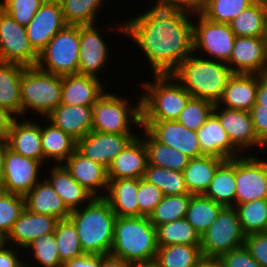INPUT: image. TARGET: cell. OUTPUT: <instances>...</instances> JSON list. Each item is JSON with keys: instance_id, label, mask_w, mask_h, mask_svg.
I'll return each mask as SVG.
<instances>
[{"instance_id": "obj_18", "label": "cell", "mask_w": 267, "mask_h": 267, "mask_svg": "<svg viewBox=\"0 0 267 267\" xmlns=\"http://www.w3.org/2000/svg\"><path fill=\"white\" fill-rule=\"evenodd\" d=\"M47 117L77 142L92 131L93 106L59 104Z\"/></svg>"}, {"instance_id": "obj_50", "label": "cell", "mask_w": 267, "mask_h": 267, "mask_svg": "<svg viewBox=\"0 0 267 267\" xmlns=\"http://www.w3.org/2000/svg\"><path fill=\"white\" fill-rule=\"evenodd\" d=\"M162 191L144 178L139 179L137 202L139 211L144 216H149L163 198Z\"/></svg>"}, {"instance_id": "obj_6", "label": "cell", "mask_w": 267, "mask_h": 267, "mask_svg": "<svg viewBox=\"0 0 267 267\" xmlns=\"http://www.w3.org/2000/svg\"><path fill=\"white\" fill-rule=\"evenodd\" d=\"M62 76L27 66L21 75V113L27 108L47 116L61 102Z\"/></svg>"}, {"instance_id": "obj_66", "label": "cell", "mask_w": 267, "mask_h": 267, "mask_svg": "<svg viewBox=\"0 0 267 267\" xmlns=\"http://www.w3.org/2000/svg\"><path fill=\"white\" fill-rule=\"evenodd\" d=\"M5 244V238L0 235V247Z\"/></svg>"}, {"instance_id": "obj_26", "label": "cell", "mask_w": 267, "mask_h": 267, "mask_svg": "<svg viewBox=\"0 0 267 267\" xmlns=\"http://www.w3.org/2000/svg\"><path fill=\"white\" fill-rule=\"evenodd\" d=\"M108 196H103L110 204L116 217L144 216L139 211L137 192L139 179H108Z\"/></svg>"}, {"instance_id": "obj_8", "label": "cell", "mask_w": 267, "mask_h": 267, "mask_svg": "<svg viewBox=\"0 0 267 267\" xmlns=\"http://www.w3.org/2000/svg\"><path fill=\"white\" fill-rule=\"evenodd\" d=\"M245 235L234 207H223L216 220L200 236V248L205 257L219 258L244 245Z\"/></svg>"}, {"instance_id": "obj_61", "label": "cell", "mask_w": 267, "mask_h": 267, "mask_svg": "<svg viewBox=\"0 0 267 267\" xmlns=\"http://www.w3.org/2000/svg\"><path fill=\"white\" fill-rule=\"evenodd\" d=\"M9 147L7 138H0V183L4 170L6 150Z\"/></svg>"}, {"instance_id": "obj_58", "label": "cell", "mask_w": 267, "mask_h": 267, "mask_svg": "<svg viewBox=\"0 0 267 267\" xmlns=\"http://www.w3.org/2000/svg\"><path fill=\"white\" fill-rule=\"evenodd\" d=\"M258 89L256 103L267 106V73L258 74Z\"/></svg>"}, {"instance_id": "obj_21", "label": "cell", "mask_w": 267, "mask_h": 267, "mask_svg": "<svg viewBox=\"0 0 267 267\" xmlns=\"http://www.w3.org/2000/svg\"><path fill=\"white\" fill-rule=\"evenodd\" d=\"M58 221L55 217L31 212L25 208L5 241L8 239L16 242L21 248H27L34 239L53 233Z\"/></svg>"}, {"instance_id": "obj_35", "label": "cell", "mask_w": 267, "mask_h": 267, "mask_svg": "<svg viewBox=\"0 0 267 267\" xmlns=\"http://www.w3.org/2000/svg\"><path fill=\"white\" fill-rule=\"evenodd\" d=\"M222 208V205L204 194L192 195L185 218L201 236L216 220Z\"/></svg>"}, {"instance_id": "obj_24", "label": "cell", "mask_w": 267, "mask_h": 267, "mask_svg": "<svg viewBox=\"0 0 267 267\" xmlns=\"http://www.w3.org/2000/svg\"><path fill=\"white\" fill-rule=\"evenodd\" d=\"M102 87L97 77L81 74L62 76L60 104L93 106L103 95Z\"/></svg>"}, {"instance_id": "obj_19", "label": "cell", "mask_w": 267, "mask_h": 267, "mask_svg": "<svg viewBox=\"0 0 267 267\" xmlns=\"http://www.w3.org/2000/svg\"><path fill=\"white\" fill-rule=\"evenodd\" d=\"M78 74L97 77L96 73L107 60V47L94 24L80 25ZM96 72V73H95Z\"/></svg>"}, {"instance_id": "obj_17", "label": "cell", "mask_w": 267, "mask_h": 267, "mask_svg": "<svg viewBox=\"0 0 267 267\" xmlns=\"http://www.w3.org/2000/svg\"><path fill=\"white\" fill-rule=\"evenodd\" d=\"M236 65L233 73H267V52L262 37L236 36L227 64Z\"/></svg>"}, {"instance_id": "obj_23", "label": "cell", "mask_w": 267, "mask_h": 267, "mask_svg": "<svg viewBox=\"0 0 267 267\" xmlns=\"http://www.w3.org/2000/svg\"><path fill=\"white\" fill-rule=\"evenodd\" d=\"M63 165L70 173L72 178L85 188L93 197L96 196V189L101 187L108 188L107 168L102 164L84 157L75 150ZM104 186V187H103Z\"/></svg>"}, {"instance_id": "obj_51", "label": "cell", "mask_w": 267, "mask_h": 267, "mask_svg": "<svg viewBox=\"0 0 267 267\" xmlns=\"http://www.w3.org/2000/svg\"><path fill=\"white\" fill-rule=\"evenodd\" d=\"M219 260L222 267H262L244 245L221 255Z\"/></svg>"}, {"instance_id": "obj_39", "label": "cell", "mask_w": 267, "mask_h": 267, "mask_svg": "<svg viewBox=\"0 0 267 267\" xmlns=\"http://www.w3.org/2000/svg\"><path fill=\"white\" fill-rule=\"evenodd\" d=\"M156 236L158 247L173 244L197 245L200 247V235L185 217L157 226Z\"/></svg>"}, {"instance_id": "obj_32", "label": "cell", "mask_w": 267, "mask_h": 267, "mask_svg": "<svg viewBox=\"0 0 267 267\" xmlns=\"http://www.w3.org/2000/svg\"><path fill=\"white\" fill-rule=\"evenodd\" d=\"M204 195L223 207H234L231 202L236 195V157L225 160L217 168Z\"/></svg>"}, {"instance_id": "obj_20", "label": "cell", "mask_w": 267, "mask_h": 267, "mask_svg": "<svg viewBox=\"0 0 267 267\" xmlns=\"http://www.w3.org/2000/svg\"><path fill=\"white\" fill-rule=\"evenodd\" d=\"M148 164L147 149L144 141L136 137L119 153L107 168L108 179L144 177Z\"/></svg>"}, {"instance_id": "obj_12", "label": "cell", "mask_w": 267, "mask_h": 267, "mask_svg": "<svg viewBox=\"0 0 267 267\" xmlns=\"http://www.w3.org/2000/svg\"><path fill=\"white\" fill-rule=\"evenodd\" d=\"M267 198V162L256 157L236 158V204Z\"/></svg>"}, {"instance_id": "obj_31", "label": "cell", "mask_w": 267, "mask_h": 267, "mask_svg": "<svg viewBox=\"0 0 267 267\" xmlns=\"http://www.w3.org/2000/svg\"><path fill=\"white\" fill-rule=\"evenodd\" d=\"M27 66L0 61V107L21 114V75Z\"/></svg>"}, {"instance_id": "obj_33", "label": "cell", "mask_w": 267, "mask_h": 267, "mask_svg": "<svg viewBox=\"0 0 267 267\" xmlns=\"http://www.w3.org/2000/svg\"><path fill=\"white\" fill-rule=\"evenodd\" d=\"M52 169V178L48 182L70 211L76 210L78 208L76 206L80 203L89 202L93 198L85 188L72 178L63 165H57Z\"/></svg>"}, {"instance_id": "obj_16", "label": "cell", "mask_w": 267, "mask_h": 267, "mask_svg": "<svg viewBox=\"0 0 267 267\" xmlns=\"http://www.w3.org/2000/svg\"><path fill=\"white\" fill-rule=\"evenodd\" d=\"M135 138L131 134L90 131L76 142V150L84 157L108 168L113 159Z\"/></svg>"}, {"instance_id": "obj_48", "label": "cell", "mask_w": 267, "mask_h": 267, "mask_svg": "<svg viewBox=\"0 0 267 267\" xmlns=\"http://www.w3.org/2000/svg\"><path fill=\"white\" fill-rule=\"evenodd\" d=\"M54 232L34 239L27 248L31 247L35 258L44 267H62Z\"/></svg>"}, {"instance_id": "obj_9", "label": "cell", "mask_w": 267, "mask_h": 267, "mask_svg": "<svg viewBox=\"0 0 267 267\" xmlns=\"http://www.w3.org/2000/svg\"><path fill=\"white\" fill-rule=\"evenodd\" d=\"M111 94L104 93L93 105L92 130L101 133L130 134L129 122L142 124L141 99L135 106ZM131 116L132 119H128Z\"/></svg>"}, {"instance_id": "obj_46", "label": "cell", "mask_w": 267, "mask_h": 267, "mask_svg": "<svg viewBox=\"0 0 267 267\" xmlns=\"http://www.w3.org/2000/svg\"><path fill=\"white\" fill-rule=\"evenodd\" d=\"M25 208L24 196L0 189V235L7 237Z\"/></svg>"}, {"instance_id": "obj_45", "label": "cell", "mask_w": 267, "mask_h": 267, "mask_svg": "<svg viewBox=\"0 0 267 267\" xmlns=\"http://www.w3.org/2000/svg\"><path fill=\"white\" fill-rule=\"evenodd\" d=\"M251 4V0H208L207 7L201 14L210 21L229 24Z\"/></svg>"}, {"instance_id": "obj_5", "label": "cell", "mask_w": 267, "mask_h": 267, "mask_svg": "<svg viewBox=\"0 0 267 267\" xmlns=\"http://www.w3.org/2000/svg\"><path fill=\"white\" fill-rule=\"evenodd\" d=\"M156 83H144L147 95L141 98L142 121L177 120L192 97L180 84L166 82L171 75H155Z\"/></svg>"}, {"instance_id": "obj_40", "label": "cell", "mask_w": 267, "mask_h": 267, "mask_svg": "<svg viewBox=\"0 0 267 267\" xmlns=\"http://www.w3.org/2000/svg\"><path fill=\"white\" fill-rule=\"evenodd\" d=\"M235 207L244 235L265 232L267 229V198L237 204Z\"/></svg>"}, {"instance_id": "obj_55", "label": "cell", "mask_w": 267, "mask_h": 267, "mask_svg": "<svg viewBox=\"0 0 267 267\" xmlns=\"http://www.w3.org/2000/svg\"><path fill=\"white\" fill-rule=\"evenodd\" d=\"M208 0H173L168 6L187 12V9L200 14L206 9Z\"/></svg>"}, {"instance_id": "obj_57", "label": "cell", "mask_w": 267, "mask_h": 267, "mask_svg": "<svg viewBox=\"0 0 267 267\" xmlns=\"http://www.w3.org/2000/svg\"><path fill=\"white\" fill-rule=\"evenodd\" d=\"M7 109L0 107V138H7L15 117Z\"/></svg>"}, {"instance_id": "obj_4", "label": "cell", "mask_w": 267, "mask_h": 267, "mask_svg": "<svg viewBox=\"0 0 267 267\" xmlns=\"http://www.w3.org/2000/svg\"><path fill=\"white\" fill-rule=\"evenodd\" d=\"M191 56L176 68L171 79L180 80L192 97L218 103L229 78L234 74L232 67L225 62L222 64Z\"/></svg>"}, {"instance_id": "obj_11", "label": "cell", "mask_w": 267, "mask_h": 267, "mask_svg": "<svg viewBox=\"0 0 267 267\" xmlns=\"http://www.w3.org/2000/svg\"><path fill=\"white\" fill-rule=\"evenodd\" d=\"M199 25L193 26L194 50L202 48L217 60L227 63L231 57L235 33L228 23H216L198 14Z\"/></svg>"}, {"instance_id": "obj_28", "label": "cell", "mask_w": 267, "mask_h": 267, "mask_svg": "<svg viewBox=\"0 0 267 267\" xmlns=\"http://www.w3.org/2000/svg\"><path fill=\"white\" fill-rule=\"evenodd\" d=\"M9 148L22 156L44 160L41 126L31 121L17 123L14 119L7 137Z\"/></svg>"}, {"instance_id": "obj_54", "label": "cell", "mask_w": 267, "mask_h": 267, "mask_svg": "<svg viewBox=\"0 0 267 267\" xmlns=\"http://www.w3.org/2000/svg\"><path fill=\"white\" fill-rule=\"evenodd\" d=\"M100 255L83 254L72 260L65 261L62 267H99Z\"/></svg>"}, {"instance_id": "obj_14", "label": "cell", "mask_w": 267, "mask_h": 267, "mask_svg": "<svg viewBox=\"0 0 267 267\" xmlns=\"http://www.w3.org/2000/svg\"><path fill=\"white\" fill-rule=\"evenodd\" d=\"M141 126L158 142L172 147L190 158L202 156L197 132L187 129L176 120L142 121Z\"/></svg>"}, {"instance_id": "obj_7", "label": "cell", "mask_w": 267, "mask_h": 267, "mask_svg": "<svg viewBox=\"0 0 267 267\" xmlns=\"http://www.w3.org/2000/svg\"><path fill=\"white\" fill-rule=\"evenodd\" d=\"M80 25H66L39 53L37 67L45 72L65 76L78 74ZM46 64V67L44 65Z\"/></svg>"}, {"instance_id": "obj_62", "label": "cell", "mask_w": 267, "mask_h": 267, "mask_svg": "<svg viewBox=\"0 0 267 267\" xmlns=\"http://www.w3.org/2000/svg\"><path fill=\"white\" fill-rule=\"evenodd\" d=\"M130 267H158V265L153 261L148 263H131Z\"/></svg>"}, {"instance_id": "obj_59", "label": "cell", "mask_w": 267, "mask_h": 267, "mask_svg": "<svg viewBox=\"0 0 267 267\" xmlns=\"http://www.w3.org/2000/svg\"><path fill=\"white\" fill-rule=\"evenodd\" d=\"M99 267H130V263L109 255H100Z\"/></svg>"}, {"instance_id": "obj_36", "label": "cell", "mask_w": 267, "mask_h": 267, "mask_svg": "<svg viewBox=\"0 0 267 267\" xmlns=\"http://www.w3.org/2000/svg\"><path fill=\"white\" fill-rule=\"evenodd\" d=\"M202 256L197 245L173 244L158 247L154 262L158 267H194Z\"/></svg>"}, {"instance_id": "obj_41", "label": "cell", "mask_w": 267, "mask_h": 267, "mask_svg": "<svg viewBox=\"0 0 267 267\" xmlns=\"http://www.w3.org/2000/svg\"><path fill=\"white\" fill-rule=\"evenodd\" d=\"M143 178L159 188L164 196L189 194L183 172L147 164Z\"/></svg>"}, {"instance_id": "obj_52", "label": "cell", "mask_w": 267, "mask_h": 267, "mask_svg": "<svg viewBox=\"0 0 267 267\" xmlns=\"http://www.w3.org/2000/svg\"><path fill=\"white\" fill-rule=\"evenodd\" d=\"M244 246L250 255L262 266L267 267V233H254L245 236Z\"/></svg>"}, {"instance_id": "obj_13", "label": "cell", "mask_w": 267, "mask_h": 267, "mask_svg": "<svg viewBox=\"0 0 267 267\" xmlns=\"http://www.w3.org/2000/svg\"><path fill=\"white\" fill-rule=\"evenodd\" d=\"M40 164V161L22 156L8 147L0 189L25 197L38 183L36 177Z\"/></svg>"}, {"instance_id": "obj_2", "label": "cell", "mask_w": 267, "mask_h": 267, "mask_svg": "<svg viewBox=\"0 0 267 267\" xmlns=\"http://www.w3.org/2000/svg\"><path fill=\"white\" fill-rule=\"evenodd\" d=\"M85 254L109 255L113 244L116 215L104 197H93L83 211H71Z\"/></svg>"}, {"instance_id": "obj_34", "label": "cell", "mask_w": 267, "mask_h": 267, "mask_svg": "<svg viewBox=\"0 0 267 267\" xmlns=\"http://www.w3.org/2000/svg\"><path fill=\"white\" fill-rule=\"evenodd\" d=\"M149 140L144 141L147 149L148 164L183 172L191 159L182 152L158 142L145 128Z\"/></svg>"}, {"instance_id": "obj_3", "label": "cell", "mask_w": 267, "mask_h": 267, "mask_svg": "<svg viewBox=\"0 0 267 267\" xmlns=\"http://www.w3.org/2000/svg\"><path fill=\"white\" fill-rule=\"evenodd\" d=\"M158 249L156 228L148 216L116 217L110 255L128 263L153 262Z\"/></svg>"}, {"instance_id": "obj_53", "label": "cell", "mask_w": 267, "mask_h": 267, "mask_svg": "<svg viewBox=\"0 0 267 267\" xmlns=\"http://www.w3.org/2000/svg\"><path fill=\"white\" fill-rule=\"evenodd\" d=\"M257 139L267 144V106L254 104L249 111Z\"/></svg>"}, {"instance_id": "obj_15", "label": "cell", "mask_w": 267, "mask_h": 267, "mask_svg": "<svg viewBox=\"0 0 267 267\" xmlns=\"http://www.w3.org/2000/svg\"><path fill=\"white\" fill-rule=\"evenodd\" d=\"M59 0H45L26 26L29 42L39 54L61 29L66 26Z\"/></svg>"}, {"instance_id": "obj_47", "label": "cell", "mask_w": 267, "mask_h": 267, "mask_svg": "<svg viewBox=\"0 0 267 267\" xmlns=\"http://www.w3.org/2000/svg\"><path fill=\"white\" fill-rule=\"evenodd\" d=\"M214 105L209 100L191 97L176 121L187 129L197 132L212 114Z\"/></svg>"}, {"instance_id": "obj_29", "label": "cell", "mask_w": 267, "mask_h": 267, "mask_svg": "<svg viewBox=\"0 0 267 267\" xmlns=\"http://www.w3.org/2000/svg\"><path fill=\"white\" fill-rule=\"evenodd\" d=\"M25 207L31 212L49 215L58 220L69 218L71 211L49 182L37 183L25 196Z\"/></svg>"}, {"instance_id": "obj_22", "label": "cell", "mask_w": 267, "mask_h": 267, "mask_svg": "<svg viewBox=\"0 0 267 267\" xmlns=\"http://www.w3.org/2000/svg\"><path fill=\"white\" fill-rule=\"evenodd\" d=\"M218 107L219 105L216 103L213 108V113L218 117L221 126L235 147L264 146L257 139L249 111L225 108L221 110L220 114H216Z\"/></svg>"}, {"instance_id": "obj_44", "label": "cell", "mask_w": 267, "mask_h": 267, "mask_svg": "<svg viewBox=\"0 0 267 267\" xmlns=\"http://www.w3.org/2000/svg\"><path fill=\"white\" fill-rule=\"evenodd\" d=\"M67 25L94 24L95 12L102 0H59Z\"/></svg>"}, {"instance_id": "obj_38", "label": "cell", "mask_w": 267, "mask_h": 267, "mask_svg": "<svg viewBox=\"0 0 267 267\" xmlns=\"http://www.w3.org/2000/svg\"><path fill=\"white\" fill-rule=\"evenodd\" d=\"M267 20V5L253 3L229 24L235 36L262 37Z\"/></svg>"}, {"instance_id": "obj_60", "label": "cell", "mask_w": 267, "mask_h": 267, "mask_svg": "<svg viewBox=\"0 0 267 267\" xmlns=\"http://www.w3.org/2000/svg\"><path fill=\"white\" fill-rule=\"evenodd\" d=\"M194 267H222V264L219 258L202 256Z\"/></svg>"}, {"instance_id": "obj_27", "label": "cell", "mask_w": 267, "mask_h": 267, "mask_svg": "<svg viewBox=\"0 0 267 267\" xmlns=\"http://www.w3.org/2000/svg\"><path fill=\"white\" fill-rule=\"evenodd\" d=\"M197 136L202 156H214L224 160L236 157L235 152H233V148L236 150L235 146L231 143L228 134L213 112L206 123L198 129Z\"/></svg>"}, {"instance_id": "obj_64", "label": "cell", "mask_w": 267, "mask_h": 267, "mask_svg": "<svg viewBox=\"0 0 267 267\" xmlns=\"http://www.w3.org/2000/svg\"><path fill=\"white\" fill-rule=\"evenodd\" d=\"M173 0H159L156 5H169Z\"/></svg>"}, {"instance_id": "obj_30", "label": "cell", "mask_w": 267, "mask_h": 267, "mask_svg": "<svg viewBox=\"0 0 267 267\" xmlns=\"http://www.w3.org/2000/svg\"><path fill=\"white\" fill-rule=\"evenodd\" d=\"M214 156H200L191 158L183 170L186 188L189 194H205L217 171V168L224 162Z\"/></svg>"}, {"instance_id": "obj_1", "label": "cell", "mask_w": 267, "mask_h": 267, "mask_svg": "<svg viewBox=\"0 0 267 267\" xmlns=\"http://www.w3.org/2000/svg\"><path fill=\"white\" fill-rule=\"evenodd\" d=\"M186 14L167 5H155L121 27L143 49L154 75H171L194 51V25Z\"/></svg>"}, {"instance_id": "obj_43", "label": "cell", "mask_w": 267, "mask_h": 267, "mask_svg": "<svg viewBox=\"0 0 267 267\" xmlns=\"http://www.w3.org/2000/svg\"><path fill=\"white\" fill-rule=\"evenodd\" d=\"M54 235L63 263L84 254L76 228L69 218L58 221Z\"/></svg>"}, {"instance_id": "obj_63", "label": "cell", "mask_w": 267, "mask_h": 267, "mask_svg": "<svg viewBox=\"0 0 267 267\" xmlns=\"http://www.w3.org/2000/svg\"><path fill=\"white\" fill-rule=\"evenodd\" d=\"M262 39H263V42H264V45H265V49H266V52H267V20H266V23H265V29H264V32H263V35H262Z\"/></svg>"}, {"instance_id": "obj_65", "label": "cell", "mask_w": 267, "mask_h": 267, "mask_svg": "<svg viewBox=\"0 0 267 267\" xmlns=\"http://www.w3.org/2000/svg\"><path fill=\"white\" fill-rule=\"evenodd\" d=\"M253 3H260V4H264L267 5V0H251Z\"/></svg>"}, {"instance_id": "obj_56", "label": "cell", "mask_w": 267, "mask_h": 267, "mask_svg": "<svg viewBox=\"0 0 267 267\" xmlns=\"http://www.w3.org/2000/svg\"><path fill=\"white\" fill-rule=\"evenodd\" d=\"M4 246L5 244L0 247V267H20L22 263L16 257V253Z\"/></svg>"}, {"instance_id": "obj_42", "label": "cell", "mask_w": 267, "mask_h": 267, "mask_svg": "<svg viewBox=\"0 0 267 267\" xmlns=\"http://www.w3.org/2000/svg\"><path fill=\"white\" fill-rule=\"evenodd\" d=\"M191 196L192 194L163 196L161 202L148 216L150 222L156 228L159 225L184 218Z\"/></svg>"}, {"instance_id": "obj_37", "label": "cell", "mask_w": 267, "mask_h": 267, "mask_svg": "<svg viewBox=\"0 0 267 267\" xmlns=\"http://www.w3.org/2000/svg\"><path fill=\"white\" fill-rule=\"evenodd\" d=\"M41 144L44 158L64 161L76 150V141L52 123L41 127Z\"/></svg>"}, {"instance_id": "obj_10", "label": "cell", "mask_w": 267, "mask_h": 267, "mask_svg": "<svg viewBox=\"0 0 267 267\" xmlns=\"http://www.w3.org/2000/svg\"><path fill=\"white\" fill-rule=\"evenodd\" d=\"M39 54L31 46L26 27L0 8V61L36 66Z\"/></svg>"}, {"instance_id": "obj_25", "label": "cell", "mask_w": 267, "mask_h": 267, "mask_svg": "<svg viewBox=\"0 0 267 267\" xmlns=\"http://www.w3.org/2000/svg\"><path fill=\"white\" fill-rule=\"evenodd\" d=\"M258 74L234 73L228 80L221 102L227 109L250 111L256 103Z\"/></svg>"}, {"instance_id": "obj_49", "label": "cell", "mask_w": 267, "mask_h": 267, "mask_svg": "<svg viewBox=\"0 0 267 267\" xmlns=\"http://www.w3.org/2000/svg\"><path fill=\"white\" fill-rule=\"evenodd\" d=\"M45 0H4L0 8L18 24L27 26Z\"/></svg>"}]
</instances>
